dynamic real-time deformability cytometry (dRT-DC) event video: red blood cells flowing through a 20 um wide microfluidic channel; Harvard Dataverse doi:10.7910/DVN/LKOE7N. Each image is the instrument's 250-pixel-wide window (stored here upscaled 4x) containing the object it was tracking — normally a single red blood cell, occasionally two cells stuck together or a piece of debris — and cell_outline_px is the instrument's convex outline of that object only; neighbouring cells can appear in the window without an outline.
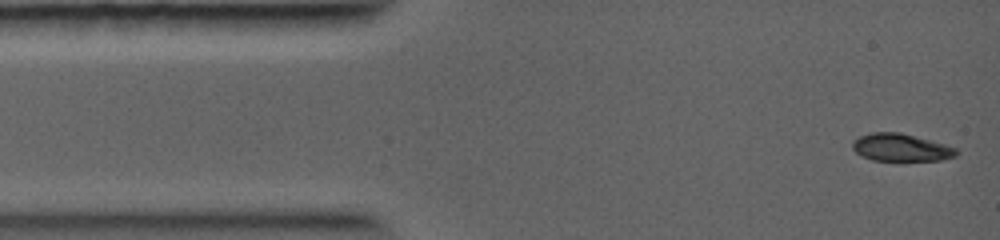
{"species": "common noctule bat (a hibernating species)", "species_latin": "Nyctalus noctula", "temperature_condition": "warm", "stored_images_in_passage": 34, "camera_frame_rate_fps": 5000, "um_per_image_px": 0.085, "animal": {"sex": "female", "body_mass_g": 19.0, "forearm_length_mm": 56.7}, "frame": {"image": 1, "passage_image": 1, "time_ms": 0.0, "image_size_px": [1000, 240], "cell_outline_px": [[960, 152], [956, 156], [940, 160], [872, 160], [860, 156], [852, 148], [852, 140], [860, 136], [872, 132], [900, 132], [944, 144], [956, 148]], "centroid_in_image_um": [76.55, 12.54], "position_along_channel_um": 8.4, "area_um2": 16.65}}
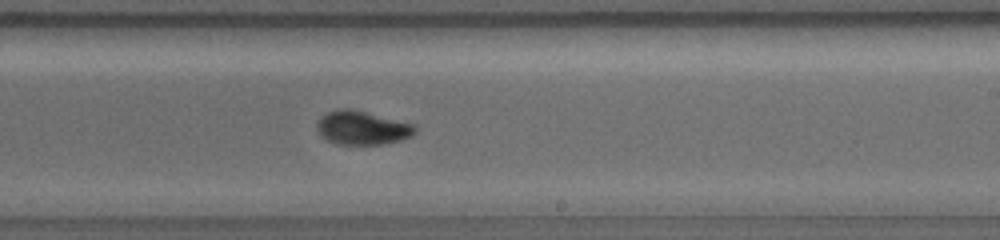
{"frame": {"image": 2, "passage_image": 18, "time_ms": 6.8, "image_size_px": [1000, 240], "cell_outline_px": [[416, 132], [412, 136], [400, 140], [384, 144], [336, 144], [320, 136], [316, 128], [316, 124], [320, 116], [328, 112], [340, 108], [352, 108], [416, 124]], "centroid_in_image_um": [30.79, 10.85], "position_along_channel_um": 258.2, "area_um2": 19.59}}
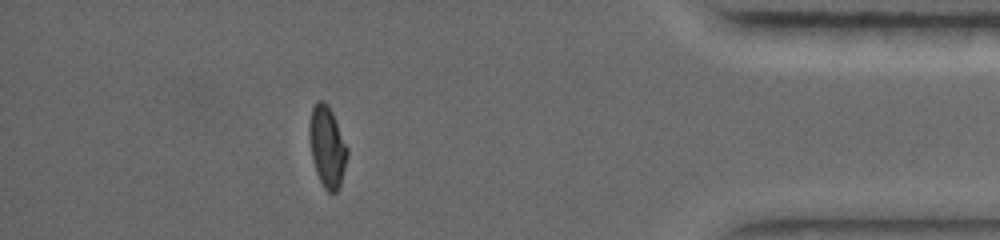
{"frame": {"image": 3, "passage_image": 28, "time_ms": 10.8, "image_size_px": [1000, 240], "cell_outline_px": [[348, 156], [340, 188], [336, 192], [328, 192], [324, 188], [316, 172], [312, 156], [308, 136], [308, 124], [312, 108], [316, 100], [324, 100], [328, 104], [332, 112], [348, 148]], "centroid_in_image_um": [27.81, 12.45], "position_along_channel_um": 407.4, "area_um2": 18.15}}